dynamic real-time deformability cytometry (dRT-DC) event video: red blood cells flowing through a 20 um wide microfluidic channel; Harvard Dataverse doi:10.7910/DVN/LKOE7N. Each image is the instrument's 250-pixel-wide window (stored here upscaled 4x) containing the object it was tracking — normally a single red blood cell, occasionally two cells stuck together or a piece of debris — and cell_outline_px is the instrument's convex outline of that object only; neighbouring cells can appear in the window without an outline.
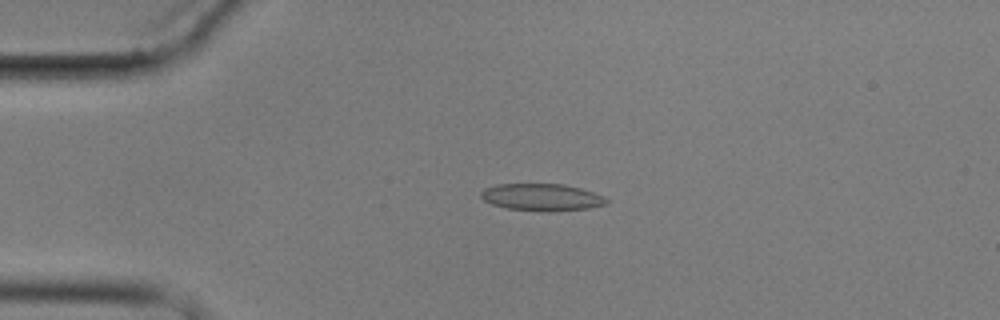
{"species": "common noctule bat (a hibernating species)", "species_latin": "Nyctalus noctula", "temperature_condition": "cold", "stored_images_in_passage": 6, "camera_frame_rate_fps": 3000, "um_per_image_px": 0.085, "animal": {"sex": "male", "body_mass_g": 17.9}, "frame": {"image": 1, "passage_image": 6, "time_ms": 6.0, "image_size_px": [1000, 320], "cell_outline_px": [[608, 204], [588, 208], [540, 212], [508, 208], [492, 204], [484, 200], [480, 196], [480, 192], [484, 188], [496, 184], [564, 184], [580, 188], [604, 196], [608, 200]], "centroid_in_image_um": [46.04, 16.76], "position_along_channel_um": 39.0, "area_um2": 19.83}}